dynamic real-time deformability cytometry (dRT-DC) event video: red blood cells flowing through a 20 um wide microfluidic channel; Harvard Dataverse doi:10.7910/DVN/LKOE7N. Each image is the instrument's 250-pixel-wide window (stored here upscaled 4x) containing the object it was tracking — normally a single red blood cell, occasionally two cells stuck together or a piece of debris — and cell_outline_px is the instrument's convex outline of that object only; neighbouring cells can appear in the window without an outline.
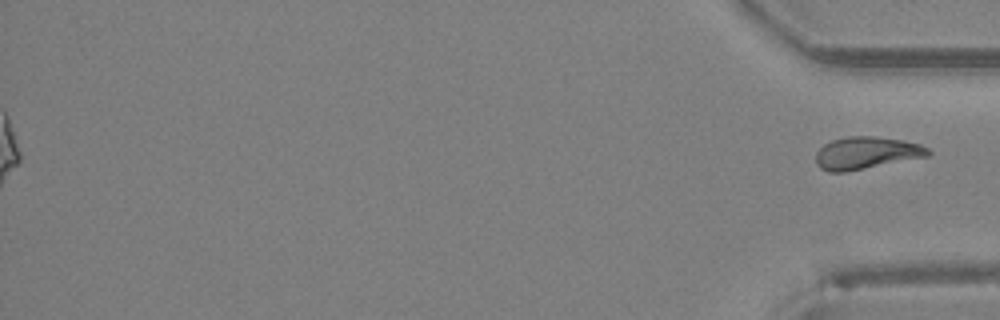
{"species": "Egyptian fruit bat (a non-hibernating species)", "species_latin": "Rousettus aegyptiacus", "temperature_condition": "room temperature", "stored_images_in_passage": 41, "segment_of_instrument_passage": [2, 2], "camera_frame_rate_fps": 3000, "um_per_image_px": 0.085, "animal": {"sex": "female"}, "frame": {"image": 1, "passage_image": 41, "time_ms": 13.333, "image_size_px": [1000, 320], "cell_outline_px": [[932, 152], [928, 156], [844, 172], [828, 172], [820, 168], [816, 164], [816, 152], [824, 144], [832, 140], [848, 136], [876, 136], [904, 140], [920, 144], [928, 148]], "centroid_in_image_um": [73.63, 12.99], "position_along_channel_um": 361.6, "area_um2": 21.15}}